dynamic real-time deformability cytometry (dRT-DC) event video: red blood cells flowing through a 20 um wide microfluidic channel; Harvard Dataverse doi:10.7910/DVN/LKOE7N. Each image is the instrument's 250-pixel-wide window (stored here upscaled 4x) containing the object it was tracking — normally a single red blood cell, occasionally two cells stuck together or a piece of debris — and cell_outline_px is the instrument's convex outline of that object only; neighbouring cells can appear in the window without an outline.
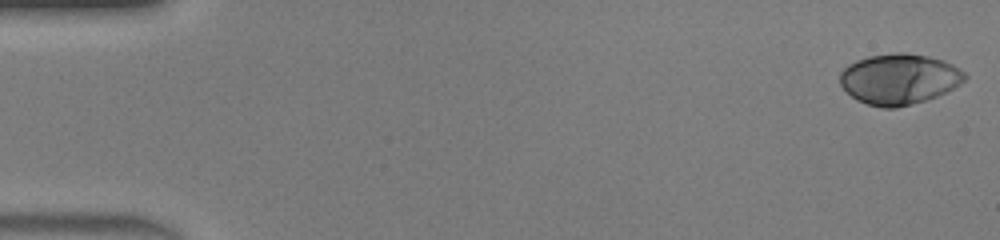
{"species": "human", "species_latin": "Homo sapiens", "temperature_condition": "warm", "stored_images_in_passage": 47, "camera_frame_rate_fps": 3000, "um_per_image_px": 0.085, "donor": {"sex": "male"}, "frame": {"image": 1, "passage_image": 1, "time_ms": 0.0, "image_size_px": [1000, 240], "cell_outline_px": [[968, 76], [960, 84], [936, 96], [912, 104], [896, 108], [884, 108], [868, 104], [856, 100], [840, 84], [840, 72], [848, 64], [856, 60], [868, 56], [892, 52], [904, 52], [928, 56], [944, 60], [952, 64], [964, 72]], "centroid_in_image_um": [76.41, 6.7], "position_along_channel_um": 8.6, "area_um2": 36.82}}
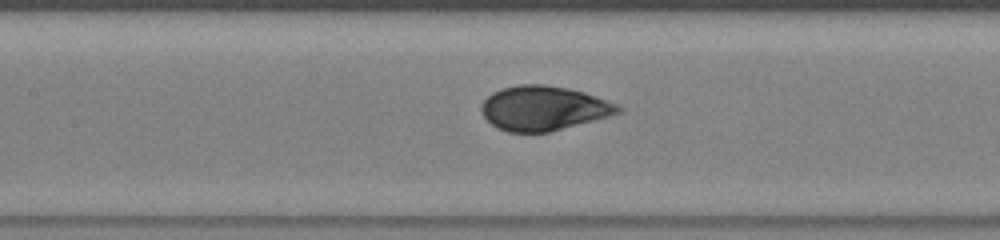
{"frame": {"image": 2, "passage_image": 22, "time_ms": 7.0, "image_size_px": [1000, 240], "cell_outline_px": [[624, 112], [548, 132], [508, 132], [496, 128], [484, 116], [480, 108], [480, 104], [492, 92], [504, 88], [520, 84], [544, 84], [568, 88], [584, 92], [620, 104], [624, 108]], "centroid_in_image_um": [46.23, 9.19], "position_along_channel_um": 161.2, "area_um2": 35.55}}
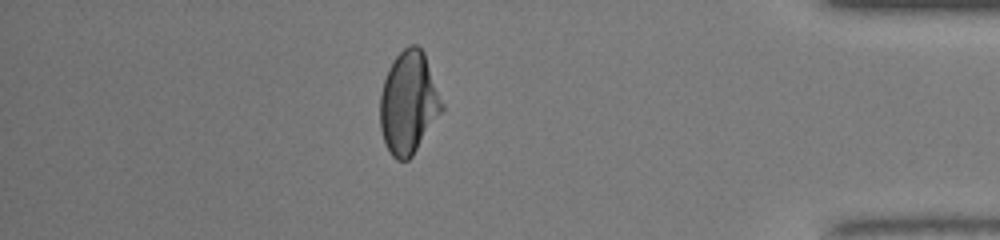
{"frame": {"image": 3, "passage_image": 41, "time_ms": 13.333, "image_size_px": [1000, 240], "cell_outline_px": [[444, 108], [412, 156], [408, 160], [396, 160], [392, 156], [384, 140], [380, 128], [380, 92], [388, 68], [396, 56], [404, 48], [412, 44], [416, 44], [424, 52], [444, 104]], "centroid_in_image_um": [34.72, 8.72], "position_along_channel_um": 400.5, "area_um2": 36.76}, "authors_computed_cell_mechanics": {"area_um2": 36.1828, "velocity_mm_per_s": 4.3801, "shape_relaxation_time_tau1_ms": 4.1346, "shape_relaxation_time_tau2_ms": null, "deformation_change_tau1": 0.1986, "deformation_change_tau2": null}}